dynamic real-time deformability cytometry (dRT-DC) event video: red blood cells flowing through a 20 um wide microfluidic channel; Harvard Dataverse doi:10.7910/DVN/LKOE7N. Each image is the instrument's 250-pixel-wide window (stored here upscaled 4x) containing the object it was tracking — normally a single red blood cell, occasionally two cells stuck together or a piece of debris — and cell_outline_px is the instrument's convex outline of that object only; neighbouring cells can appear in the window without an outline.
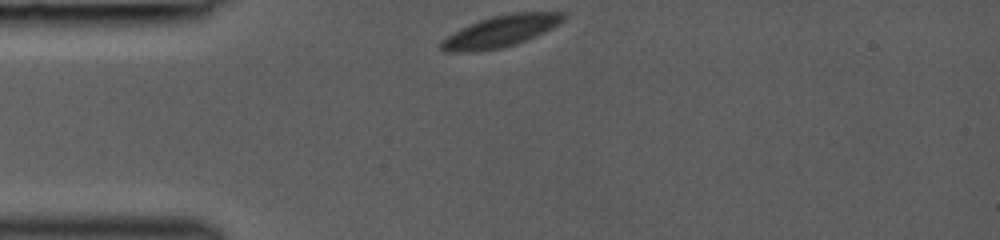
{"species": "common noctule bat (a hibernating species)", "species_latin": "Nyctalus noctula", "temperature_condition": "room temperature", "stored_images_in_passage": 23, "camera_frame_rate_fps": 3000, "um_per_image_px": 0.085, "animal": {"sex": "female", "body_mass_g": 19.0, "forearm_length_mm": 53.3}, "frame": {"image": 1, "passage_image": 1, "time_ms": 0.0, "image_size_px": [1000, 240], "cell_outline_px": [[568, 16], [564, 20], [552, 28], [536, 36], [516, 44], [504, 48], [476, 52], [444, 52], [440, 48], [440, 40], [460, 28], [480, 20], [492, 16], [512, 12], [564, 12]], "centroid_in_image_um": [42.54, 2.67], "position_along_channel_um": 42.5, "area_um2": 22.77}}
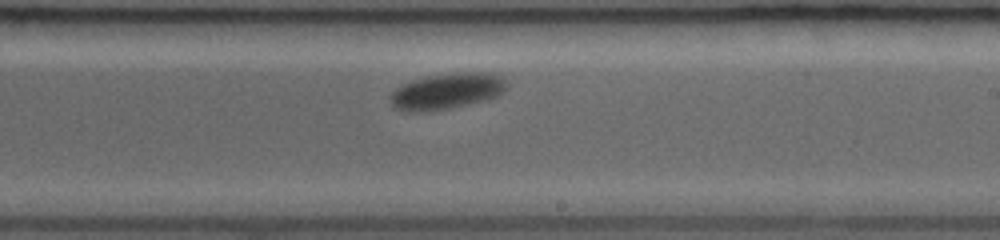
{"frame": {"image": 2, "passage_image": 14, "time_ms": 5.667, "image_size_px": [1000, 240], "cell_outline_px": [[508, 84], [504, 92], [500, 96], [488, 100], [448, 108], [424, 112], [408, 112], [396, 108], [392, 104], [392, 92], [396, 88], [412, 80], [428, 76], [460, 72], [488, 72], [504, 76]], "centroid_in_image_um": [38.07, 7.74], "position_along_channel_um": 250.9, "area_um2": 24.57}}
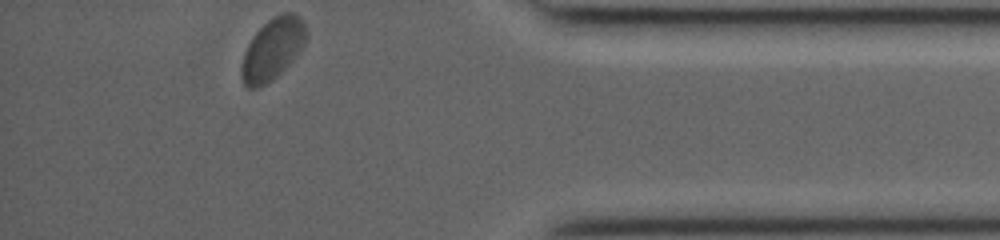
{"frame": {"image": 3, "passage_image": 23, "time_ms": 10.0, "image_size_px": [1000, 240], "cell_outline_px": [[308, 32], [304, 44], [292, 60], [276, 76], [264, 84], [256, 88], [248, 88], [244, 84], [240, 76], [240, 68], [244, 52], [248, 44], [256, 32], [268, 20], [284, 12], [296, 12], [304, 20]], "centroid_in_image_um": [23.17, 4.14], "position_along_channel_um": 412.0, "area_um2": 23.12}}